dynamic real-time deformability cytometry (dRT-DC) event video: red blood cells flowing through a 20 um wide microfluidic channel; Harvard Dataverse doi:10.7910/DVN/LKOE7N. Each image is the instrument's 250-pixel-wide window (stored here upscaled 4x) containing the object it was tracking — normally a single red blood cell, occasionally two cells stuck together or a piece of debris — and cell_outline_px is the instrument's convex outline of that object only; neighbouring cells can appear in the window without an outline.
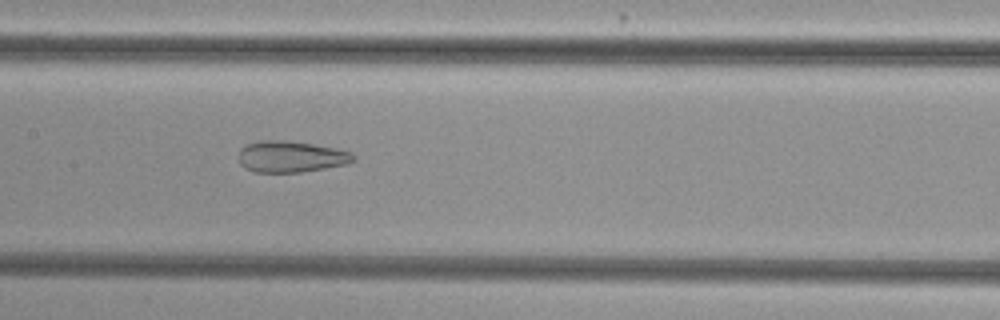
{"species": "common noctule bat (a hibernating species)", "species_latin": "Nyctalus noctula", "temperature_condition": "cold", "stored_images_in_passage": 52, "camera_frame_rate_fps": 3000, "um_per_image_px": 0.085, "animal": {"sex": "female", "body_mass_g": 29.2, "forearm_length_mm": 56.3}, "frame": {"image": 1, "passage_image": 25, "time_ms": 8.0, "image_size_px": [1000, 320], "cell_outline_px": [[356, 160], [348, 164], [300, 172], [252, 172], [244, 168], [240, 164], [236, 156], [240, 148], [248, 144], [260, 140], [284, 140], [312, 144], [336, 148], [352, 152], [356, 156]], "centroid_in_image_um": [24.7, 13.32], "position_along_channel_um": 182.7, "area_um2": 21.27}}
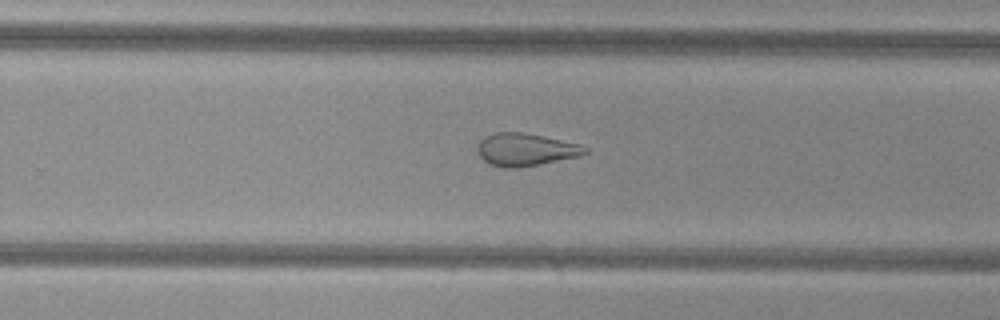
{"frame": {"image": 2, "passage_image": 33, "time_ms": 10.667, "image_size_px": [1000, 320], "cell_outline_px": [[588, 152], [580, 156], [520, 168], [504, 168], [488, 164], [476, 152], [476, 148], [480, 140], [496, 132], [520, 132], [544, 136], [580, 144], [588, 148]], "centroid_in_image_um": [44.67, 12.73], "position_along_channel_um": 285.1, "area_um2": 20.58}}
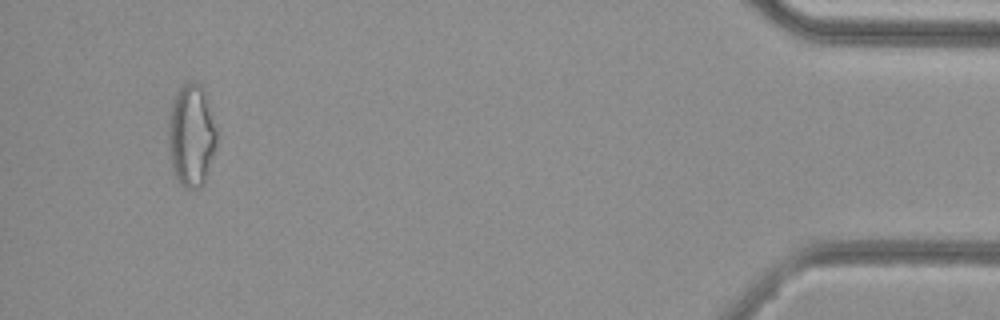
{"frame": {"image": 3, "passage_image": 49, "time_ms": 16.0, "image_size_px": [1000, 320], "cell_outline_px": [[216, 144], [208, 172], [204, 184], [200, 188], [184, 188], [176, 180], [172, 172], [168, 156], [168, 116], [172, 100], [180, 88], [184, 84], [192, 80], [200, 84], [204, 88], [208, 96], [216, 128]], "centroid_in_image_um": [16.24, 11.52], "position_along_channel_um": 419.0, "area_um2": 29.71}, "authors_computed_cell_mechanics": {"area_um2": 25.8077, "velocity_mm_per_s": 3.8511, "shape_relaxation_time_tau1_ms": null, "shape_relaxation_time_tau2_ms": 1.6469, "deformation_change_tau1": null, "deformation_change_tau2": 0.1032}}